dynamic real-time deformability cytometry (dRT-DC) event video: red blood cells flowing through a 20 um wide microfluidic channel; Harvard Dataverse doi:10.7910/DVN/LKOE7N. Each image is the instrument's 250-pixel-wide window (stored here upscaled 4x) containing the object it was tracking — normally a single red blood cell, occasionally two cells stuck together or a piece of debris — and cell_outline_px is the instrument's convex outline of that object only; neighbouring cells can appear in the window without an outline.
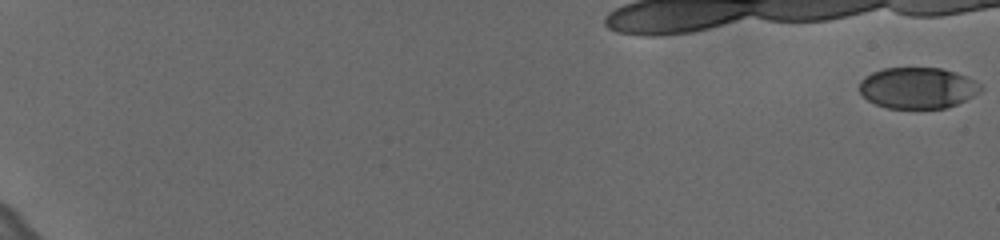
{"species": "human", "species_latin": "Homo sapiens", "temperature_condition": "cold", "stored_images_in_passage": 28, "camera_frame_rate_fps": 3000, "um_per_image_px": 0.085, "donor": {"sex": "female"}, "frame": {"image": 1, "passage_image": 1, "time_ms": 0.0, "image_size_px": [1000, 240], "cell_outline_px": [[984, 88], [980, 92], [956, 104], [944, 108], [888, 108], [876, 104], [868, 100], [860, 92], [860, 80], [864, 76], [872, 72], [884, 68], [940, 68], [956, 72], [980, 84]], "centroid_in_image_um": [77.98, 7.47], "position_along_channel_um": 7.0, "area_um2": 28.9}}